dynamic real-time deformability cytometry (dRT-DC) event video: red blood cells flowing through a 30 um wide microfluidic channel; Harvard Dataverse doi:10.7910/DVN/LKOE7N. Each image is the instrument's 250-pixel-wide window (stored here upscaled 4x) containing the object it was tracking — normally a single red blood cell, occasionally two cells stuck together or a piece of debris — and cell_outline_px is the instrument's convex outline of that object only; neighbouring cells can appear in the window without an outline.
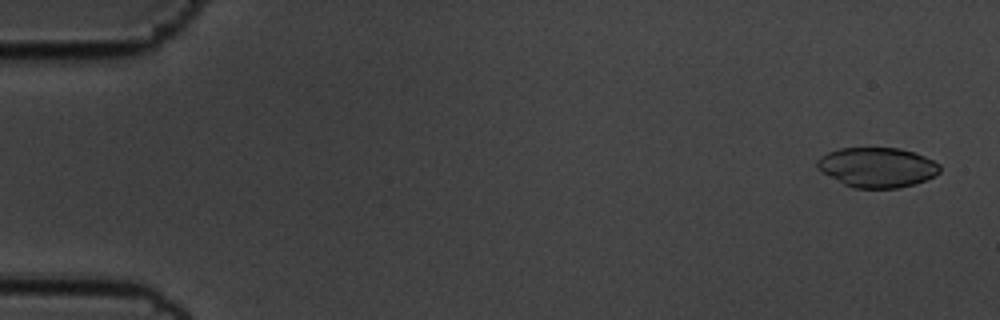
{"species": "common noctule bat (a hibernating species)", "species_latin": "Nyctalus noctula", "temperature_condition": "cold", "stored_images_in_passage": 57, "camera_frame_rate_fps": 3000, "um_per_image_px": 0.085, "animal": {"sex": "male", "body_mass_g": 19.5, "forearm_length_mm": 54.6}, "frame": {"image": 1, "passage_image": 3, "time_ms": 0.667, "image_size_px": [1000, 320], "cell_outline_px": [[940, 172], [936, 176], [912, 184], [896, 188], [852, 188], [844, 184], [816, 168], [816, 160], [820, 156], [828, 152], [840, 148], [900, 148], [924, 156], [940, 164]], "centroid_in_image_um": [74.55, 14.22], "position_along_channel_um": 10.5, "area_um2": 28.38}}